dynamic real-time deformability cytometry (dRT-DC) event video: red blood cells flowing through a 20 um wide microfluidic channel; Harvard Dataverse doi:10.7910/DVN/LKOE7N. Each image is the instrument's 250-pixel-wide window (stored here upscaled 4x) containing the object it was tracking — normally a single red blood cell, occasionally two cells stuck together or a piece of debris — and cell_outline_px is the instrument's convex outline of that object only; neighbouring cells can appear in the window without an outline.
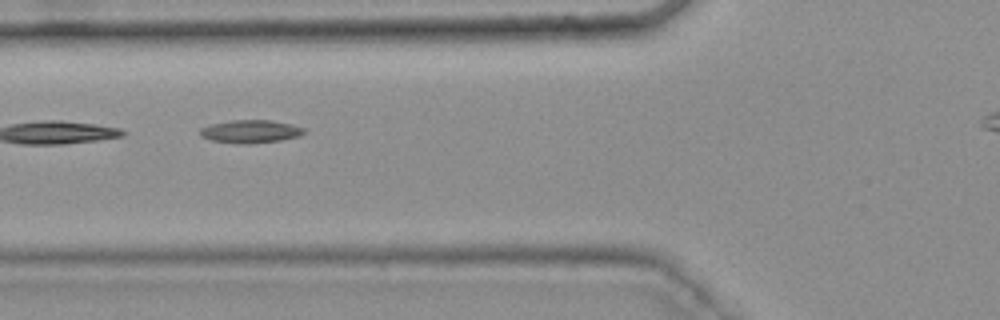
{"species": "common noctule bat (a hibernating species)", "species_latin": "Nyctalus noctula", "temperature_condition": "warm", "stored_images_in_passage": 7, "camera_frame_rate_fps": 3000, "um_per_image_px": 0.085, "animal": {"sex": "female", "body_mass_g": 25.1}, "frame": {"image": 1, "passage_image": 6, "time_ms": 1.667, "image_size_px": [1000, 320], "cell_outline_px": [[308, 132], [300, 136], [280, 140], [248, 144], [240, 144], [212, 140], [200, 136], [200, 128], [212, 124], [232, 120], [272, 120], [292, 124], [304, 128]], "centroid_in_image_um": [21.34, 11.17], "position_along_channel_um": 104.5, "area_um2": 13.99}}